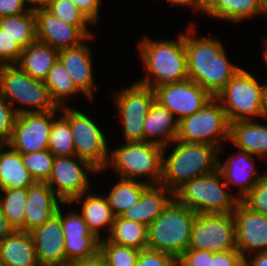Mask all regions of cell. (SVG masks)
<instances>
[{"label":"cell","instance_id":"cell-49","mask_svg":"<svg viewBox=\"0 0 267 266\" xmlns=\"http://www.w3.org/2000/svg\"><path fill=\"white\" fill-rule=\"evenodd\" d=\"M251 256L244 257L243 266H267V252L255 253Z\"/></svg>","mask_w":267,"mask_h":266},{"label":"cell","instance_id":"cell-8","mask_svg":"<svg viewBox=\"0 0 267 266\" xmlns=\"http://www.w3.org/2000/svg\"><path fill=\"white\" fill-rule=\"evenodd\" d=\"M267 82L259 81L241 68L215 96L226 112L229 123L261 118Z\"/></svg>","mask_w":267,"mask_h":266},{"label":"cell","instance_id":"cell-44","mask_svg":"<svg viewBox=\"0 0 267 266\" xmlns=\"http://www.w3.org/2000/svg\"><path fill=\"white\" fill-rule=\"evenodd\" d=\"M213 252L188 248L177 259V266H212Z\"/></svg>","mask_w":267,"mask_h":266},{"label":"cell","instance_id":"cell-31","mask_svg":"<svg viewBox=\"0 0 267 266\" xmlns=\"http://www.w3.org/2000/svg\"><path fill=\"white\" fill-rule=\"evenodd\" d=\"M103 238L138 250L145 249L148 244V226L115 216L110 232Z\"/></svg>","mask_w":267,"mask_h":266},{"label":"cell","instance_id":"cell-17","mask_svg":"<svg viewBox=\"0 0 267 266\" xmlns=\"http://www.w3.org/2000/svg\"><path fill=\"white\" fill-rule=\"evenodd\" d=\"M63 211L59 208L57 213L61 217L67 262L71 265L96 255L99 252L100 239L89 230L81 214L69 211L65 215Z\"/></svg>","mask_w":267,"mask_h":266},{"label":"cell","instance_id":"cell-28","mask_svg":"<svg viewBox=\"0 0 267 266\" xmlns=\"http://www.w3.org/2000/svg\"><path fill=\"white\" fill-rule=\"evenodd\" d=\"M59 59V50L36 40L23 48L16 63L35 80L44 81L49 70Z\"/></svg>","mask_w":267,"mask_h":266},{"label":"cell","instance_id":"cell-7","mask_svg":"<svg viewBox=\"0 0 267 266\" xmlns=\"http://www.w3.org/2000/svg\"><path fill=\"white\" fill-rule=\"evenodd\" d=\"M0 96L14 107L17 114L48 112L58 108L44 81L33 79L17 64L3 65L0 74ZM18 103L19 107L16 108L14 105L17 106Z\"/></svg>","mask_w":267,"mask_h":266},{"label":"cell","instance_id":"cell-23","mask_svg":"<svg viewBox=\"0 0 267 266\" xmlns=\"http://www.w3.org/2000/svg\"><path fill=\"white\" fill-rule=\"evenodd\" d=\"M173 199L174 193L163 185H149L139 201L120 217L149 226Z\"/></svg>","mask_w":267,"mask_h":266},{"label":"cell","instance_id":"cell-50","mask_svg":"<svg viewBox=\"0 0 267 266\" xmlns=\"http://www.w3.org/2000/svg\"><path fill=\"white\" fill-rule=\"evenodd\" d=\"M16 231L10 221L3 216L0 209V239L13 235Z\"/></svg>","mask_w":267,"mask_h":266},{"label":"cell","instance_id":"cell-32","mask_svg":"<svg viewBox=\"0 0 267 266\" xmlns=\"http://www.w3.org/2000/svg\"><path fill=\"white\" fill-rule=\"evenodd\" d=\"M119 179L120 181L106 195L108 205L115 216H120L125 210L135 205L143 191L149 186L145 180L143 182L142 180Z\"/></svg>","mask_w":267,"mask_h":266},{"label":"cell","instance_id":"cell-45","mask_svg":"<svg viewBox=\"0 0 267 266\" xmlns=\"http://www.w3.org/2000/svg\"><path fill=\"white\" fill-rule=\"evenodd\" d=\"M244 257L238 250L213 252L212 266H243Z\"/></svg>","mask_w":267,"mask_h":266},{"label":"cell","instance_id":"cell-19","mask_svg":"<svg viewBox=\"0 0 267 266\" xmlns=\"http://www.w3.org/2000/svg\"><path fill=\"white\" fill-rule=\"evenodd\" d=\"M40 266H70L66 260L61 217L54 214L30 232Z\"/></svg>","mask_w":267,"mask_h":266},{"label":"cell","instance_id":"cell-54","mask_svg":"<svg viewBox=\"0 0 267 266\" xmlns=\"http://www.w3.org/2000/svg\"><path fill=\"white\" fill-rule=\"evenodd\" d=\"M265 43H264V49L262 50V59H263V61H264V63L266 64V67H267V38H265L264 40H263Z\"/></svg>","mask_w":267,"mask_h":266},{"label":"cell","instance_id":"cell-34","mask_svg":"<svg viewBox=\"0 0 267 266\" xmlns=\"http://www.w3.org/2000/svg\"><path fill=\"white\" fill-rule=\"evenodd\" d=\"M0 27L23 48L37 40L36 18L33 10L18 15L1 17Z\"/></svg>","mask_w":267,"mask_h":266},{"label":"cell","instance_id":"cell-16","mask_svg":"<svg viewBox=\"0 0 267 266\" xmlns=\"http://www.w3.org/2000/svg\"><path fill=\"white\" fill-rule=\"evenodd\" d=\"M36 38L58 50L75 47L85 41H92L94 35L88 26H73L63 22L46 8L34 10Z\"/></svg>","mask_w":267,"mask_h":266},{"label":"cell","instance_id":"cell-20","mask_svg":"<svg viewBox=\"0 0 267 266\" xmlns=\"http://www.w3.org/2000/svg\"><path fill=\"white\" fill-rule=\"evenodd\" d=\"M219 159L218 169L222 172L225 183L230 190L231 185L236 186L238 193L236 197L241 201L257 184V182L265 175L258 174L255 168V156L248 152L238 150L235 154H231L228 158Z\"/></svg>","mask_w":267,"mask_h":266},{"label":"cell","instance_id":"cell-15","mask_svg":"<svg viewBox=\"0 0 267 266\" xmlns=\"http://www.w3.org/2000/svg\"><path fill=\"white\" fill-rule=\"evenodd\" d=\"M155 100L168 109L175 118L193 115L213 97L193 80L166 83L154 88Z\"/></svg>","mask_w":267,"mask_h":266},{"label":"cell","instance_id":"cell-21","mask_svg":"<svg viewBox=\"0 0 267 266\" xmlns=\"http://www.w3.org/2000/svg\"><path fill=\"white\" fill-rule=\"evenodd\" d=\"M59 204H65L46 182H35L27 188V206L24 217V232L42 226L57 213Z\"/></svg>","mask_w":267,"mask_h":266},{"label":"cell","instance_id":"cell-53","mask_svg":"<svg viewBox=\"0 0 267 266\" xmlns=\"http://www.w3.org/2000/svg\"><path fill=\"white\" fill-rule=\"evenodd\" d=\"M262 119L264 118L267 120V86L264 92L263 96V105H262V114H261Z\"/></svg>","mask_w":267,"mask_h":266},{"label":"cell","instance_id":"cell-56","mask_svg":"<svg viewBox=\"0 0 267 266\" xmlns=\"http://www.w3.org/2000/svg\"><path fill=\"white\" fill-rule=\"evenodd\" d=\"M5 146L7 147V143L2 141V140H0V152H1L2 148H5Z\"/></svg>","mask_w":267,"mask_h":266},{"label":"cell","instance_id":"cell-51","mask_svg":"<svg viewBox=\"0 0 267 266\" xmlns=\"http://www.w3.org/2000/svg\"><path fill=\"white\" fill-rule=\"evenodd\" d=\"M170 2V6H188L194 8L196 11H200V6H201V0H167Z\"/></svg>","mask_w":267,"mask_h":266},{"label":"cell","instance_id":"cell-3","mask_svg":"<svg viewBox=\"0 0 267 266\" xmlns=\"http://www.w3.org/2000/svg\"><path fill=\"white\" fill-rule=\"evenodd\" d=\"M174 149L162 153V178L160 184L173 193L185 182L218 169L219 148L209 144L174 141Z\"/></svg>","mask_w":267,"mask_h":266},{"label":"cell","instance_id":"cell-38","mask_svg":"<svg viewBox=\"0 0 267 266\" xmlns=\"http://www.w3.org/2000/svg\"><path fill=\"white\" fill-rule=\"evenodd\" d=\"M23 163L35 182H46L52 171L55 156L48 149L21 154Z\"/></svg>","mask_w":267,"mask_h":266},{"label":"cell","instance_id":"cell-2","mask_svg":"<svg viewBox=\"0 0 267 266\" xmlns=\"http://www.w3.org/2000/svg\"><path fill=\"white\" fill-rule=\"evenodd\" d=\"M137 47L146 72L137 83L154 89L162 84L189 79L183 33L177 40L156 41L147 36L138 41Z\"/></svg>","mask_w":267,"mask_h":266},{"label":"cell","instance_id":"cell-42","mask_svg":"<svg viewBox=\"0 0 267 266\" xmlns=\"http://www.w3.org/2000/svg\"><path fill=\"white\" fill-rule=\"evenodd\" d=\"M23 47L0 27V61L4 64H16Z\"/></svg>","mask_w":267,"mask_h":266},{"label":"cell","instance_id":"cell-18","mask_svg":"<svg viewBox=\"0 0 267 266\" xmlns=\"http://www.w3.org/2000/svg\"><path fill=\"white\" fill-rule=\"evenodd\" d=\"M233 217L237 250L241 255L267 252V217L252 211L242 201L237 204Z\"/></svg>","mask_w":267,"mask_h":266},{"label":"cell","instance_id":"cell-41","mask_svg":"<svg viewBox=\"0 0 267 266\" xmlns=\"http://www.w3.org/2000/svg\"><path fill=\"white\" fill-rule=\"evenodd\" d=\"M17 115L12 105L0 96V140L6 143L10 140Z\"/></svg>","mask_w":267,"mask_h":266},{"label":"cell","instance_id":"cell-52","mask_svg":"<svg viewBox=\"0 0 267 266\" xmlns=\"http://www.w3.org/2000/svg\"><path fill=\"white\" fill-rule=\"evenodd\" d=\"M54 0H27L30 10L47 8Z\"/></svg>","mask_w":267,"mask_h":266},{"label":"cell","instance_id":"cell-13","mask_svg":"<svg viewBox=\"0 0 267 266\" xmlns=\"http://www.w3.org/2000/svg\"><path fill=\"white\" fill-rule=\"evenodd\" d=\"M88 173L97 174L98 170L76 156L55 157L46 183L64 203H70L89 191Z\"/></svg>","mask_w":267,"mask_h":266},{"label":"cell","instance_id":"cell-40","mask_svg":"<svg viewBox=\"0 0 267 266\" xmlns=\"http://www.w3.org/2000/svg\"><path fill=\"white\" fill-rule=\"evenodd\" d=\"M249 209L267 217V174L241 200Z\"/></svg>","mask_w":267,"mask_h":266},{"label":"cell","instance_id":"cell-6","mask_svg":"<svg viewBox=\"0 0 267 266\" xmlns=\"http://www.w3.org/2000/svg\"><path fill=\"white\" fill-rule=\"evenodd\" d=\"M161 145L152 142H125L109 150L107 167H112L119 177L139 181L146 177L147 184H160L162 178Z\"/></svg>","mask_w":267,"mask_h":266},{"label":"cell","instance_id":"cell-9","mask_svg":"<svg viewBox=\"0 0 267 266\" xmlns=\"http://www.w3.org/2000/svg\"><path fill=\"white\" fill-rule=\"evenodd\" d=\"M178 141L209 144L220 149L230 140V123L220 102L213 97L199 111L178 123Z\"/></svg>","mask_w":267,"mask_h":266},{"label":"cell","instance_id":"cell-43","mask_svg":"<svg viewBox=\"0 0 267 266\" xmlns=\"http://www.w3.org/2000/svg\"><path fill=\"white\" fill-rule=\"evenodd\" d=\"M136 266H177V259L149 248L141 249Z\"/></svg>","mask_w":267,"mask_h":266},{"label":"cell","instance_id":"cell-48","mask_svg":"<svg viewBox=\"0 0 267 266\" xmlns=\"http://www.w3.org/2000/svg\"><path fill=\"white\" fill-rule=\"evenodd\" d=\"M70 266H108L105 258L98 252L96 255L77 261Z\"/></svg>","mask_w":267,"mask_h":266},{"label":"cell","instance_id":"cell-10","mask_svg":"<svg viewBox=\"0 0 267 266\" xmlns=\"http://www.w3.org/2000/svg\"><path fill=\"white\" fill-rule=\"evenodd\" d=\"M60 111L69 121L76 157L89 162L100 173L105 171L110 148L104 132L88 115L75 108L66 106Z\"/></svg>","mask_w":267,"mask_h":266},{"label":"cell","instance_id":"cell-4","mask_svg":"<svg viewBox=\"0 0 267 266\" xmlns=\"http://www.w3.org/2000/svg\"><path fill=\"white\" fill-rule=\"evenodd\" d=\"M228 188L222 172L216 169L185 182L174 192V199L197 214H233L239 199Z\"/></svg>","mask_w":267,"mask_h":266},{"label":"cell","instance_id":"cell-29","mask_svg":"<svg viewBox=\"0 0 267 266\" xmlns=\"http://www.w3.org/2000/svg\"><path fill=\"white\" fill-rule=\"evenodd\" d=\"M74 203H82L81 215L84 218V221L88 225L89 230L98 239L101 238L100 240H102L103 237L100 235V230L105 227L107 231L110 232L111 226L115 220V215L108 205L106 196L102 197L89 192L87 194V192H85L67 204L71 205Z\"/></svg>","mask_w":267,"mask_h":266},{"label":"cell","instance_id":"cell-27","mask_svg":"<svg viewBox=\"0 0 267 266\" xmlns=\"http://www.w3.org/2000/svg\"><path fill=\"white\" fill-rule=\"evenodd\" d=\"M0 261L5 266H40L30 232L17 230L0 239Z\"/></svg>","mask_w":267,"mask_h":266},{"label":"cell","instance_id":"cell-5","mask_svg":"<svg viewBox=\"0 0 267 266\" xmlns=\"http://www.w3.org/2000/svg\"><path fill=\"white\" fill-rule=\"evenodd\" d=\"M197 213L173 199L148 226L147 248L174 256L188 249Z\"/></svg>","mask_w":267,"mask_h":266},{"label":"cell","instance_id":"cell-11","mask_svg":"<svg viewBox=\"0 0 267 266\" xmlns=\"http://www.w3.org/2000/svg\"><path fill=\"white\" fill-rule=\"evenodd\" d=\"M188 248L214 253L237 250L233 214H197Z\"/></svg>","mask_w":267,"mask_h":266},{"label":"cell","instance_id":"cell-57","mask_svg":"<svg viewBox=\"0 0 267 266\" xmlns=\"http://www.w3.org/2000/svg\"><path fill=\"white\" fill-rule=\"evenodd\" d=\"M3 65H4V63L0 61V74H1V70H2Z\"/></svg>","mask_w":267,"mask_h":266},{"label":"cell","instance_id":"cell-1","mask_svg":"<svg viewBox=\"0 0 267 266\" xmlns=\"http://www.w3.org/2000/svg\"><path fill=\"white\" fill-rule=\"evenodd\" d=\"M190 24L188 33H184L188 78L215 97L241 67L228 61L224 45L218 38L194 37L196 26Z\"/></svg>","mask_w":267,"mask_h":266},{"label":"cell","instance_id":"cell-12","mask_svg":"<svg viewBox=\"0 0 267 266\" xmlns=\"http://www.w3.org/2000/svg\"><path fill=\"white\" fill-rule=\"evenodd\" d=\"M115 93L113 100L123 125L125 142H143V123L155 101L151 87L133 83Z\"/></svg>","mask_w":267,"mask_h":266},{"label":"cell","instance_id":"cell-46","mask_svg":"<svg viewBox=\"0 0 267 266\" xmlns=\"http://www.w3.org/2000/svg\"><path fill=\"white\" fill-rule=\"evenodd\" d=\"M93 23L99 19L101 0H69Z\"/></svg>","mask_w":267,"mask_h":266},{"label":"cell","instance_id":"cell-22","mask_svg":"<svg viewBox=\"0 0 267 266\" xmlns=\"http://www.w3.org/2000/svg\"><path fill=\"white\" fill-rule=\"evenodd\" d=\"M59 60L67 69L75 85L86 97L93 100V89L97 87L94 84L92 53L88 45L82 42L78 46L59 50Z\"/></svg>","mask_w":267,"mask_h":266},{"label":"cell","instance_id":"cell-55","mask_svg":"<svg viewBox=\"0 0 267 266\" xmlns=\"http://www.w3.org/2000/svg\"><path fill=\"white\" fill-rule=\"evenodd\" d=\"M260 6L267 12V0H257Z\"/></svg>","mask_w":267,"mask_h":266},{"label":"cell","instance_id":"cell-39","mask_svg":"<svg viewBox=\"0 0 267 266\" xmlns=\"http://www.w3.org/2000/svg\"><path fill=\"white\" fill-rule=\"evenodd\" d=\"M63 22L73 26H87L92 22L69 0H54L47 8Z\"/></svg>","mask_w":267,"mask_h":266},{"label":"cell","instance_id":"cell-35","mask_svg":"<svg viewBox=\"0 0 267 266\" xmlns=\"http://www.w3.org/2000/svg\"><path fill=\"white\" fill-rule=\"evenodd\" d=\"M0 209L16 230L24 231V217L27 206V188L0 190Z\"/></svg>","mask_w":267,"mask_h":266},{"label":"cell","instance_id":"cell-24","mask_svg":"<svg viewBox=\"0 0 267 266\" xmlns=\"http://www.w3.org/2000/svg\"><path fill=\"white\" fill-rule=\"evenodd\" d=\"M178 123L175 116L155 100L143 123V142L169 148V144L177 139Z\"/></svg>","mask_w":267,"mask_h":266},{"label":"cell","instance_id":"cell-47","mask_svg":"<svg viewBox=\"0 0 267 266\" xmlns=\"http://www.w3.org/2000/svg\"><path fill=\"white\" fill-rule=\"evenodd\" d=\"M29 10L27 0H0V18L18 15Z\"/></svg>","mask_w":267,"mask_h":266},{"label":"cell","instance_id":"cell-37","mask_svg":"<svg viewBox=\"0 0 267 266\" xmlns=\"http://www.w3.org/2000/svg\"><path fill=\"white\" fill-rule=\"evenodd\" d=\"M99 252L108 266H136L140 250L112 243L103 238L99 243Z\"/></svg>","mask_w":267,"mask_h":266},{"label":"cell","instance_id":"cell-36","mask_svg":"<svg viewBox=\"0 0 267 266\" xmlns=\"http://www.w3.org/2000/svg\"><path fill=\"white\" fill-rule=\"evenodd\" d=\"M48 150L55 157L76 156L69 121L62 115L56 117L49 135Z\"/></svg>","mask_w":267,"mask_h":266},{"label":"cell","instance_id":"cell-33","mask_svg":"<svg viewBox=\"0 0 267 266\" xmlns=\"http://www.w3.org/2000/svg\"><path fill=\"white\" fill-rule=\"evenodd\" d=\"M51 98L55 105L59 108L66 107V101L77 93L84 94L74 83V80L67 72L63 63L58 61L49 70L44 80Z\"/></svg>","mask_w":267,"mask_h":266},{"label":"cell","instance_id":"cell-30","mask_svg":"<svg viewBox=\"0 0 267 266\" xmlns=\"http://www.w3.org/2000/svg\"><path fill=\"white\" fill-rule=\"evenodd\" d=\"M7 148L0 152V190L30 187L35 180L25 167L21 153L10 146Z\"/></svg>","mask_w":267,"mask_h":266},{"label":"cell","instance_id":"cell-14","mask_svg":"<svg viewBox=\"0 0 267 266\" xmlns=\"http://www.w3.org/2000/svg\"><path fill=\"white\" fill-rule=\"evenodd\" d=\"M59 111L58 107L48 112L18 114L7 146L21 154L48 149L50 131Z\"/></svg>","mask_w":267,"mask_h":266},{"label":"cell","instance_id":"cell-25","mask_svg":"<svg viewBox=\"0 0 267 266\" xmlns=\"http://www.w3.org/2000/svg\"><path fill=\"white\" fill-rule=\"evenodd\" d=\"M238 150L258 158H267V126L257 120H242L230 124V140Z\"/></svg>","mask_w":267,"mask_h":266},{"label":"cell","instance_id":"cell-26","mask_svg":"<svg viewBox=\"0 0 267 266\" xmlns=\"http://www.w3.org/2000/svg\"><path fill=\"white\" fill-rule=\"evenodd\" d=\"M200 12L233 23L255 18L262 13L266 15L257 0H201Z\"/></svg>","mask_w":267,"mask_h":266}]
</instances>
